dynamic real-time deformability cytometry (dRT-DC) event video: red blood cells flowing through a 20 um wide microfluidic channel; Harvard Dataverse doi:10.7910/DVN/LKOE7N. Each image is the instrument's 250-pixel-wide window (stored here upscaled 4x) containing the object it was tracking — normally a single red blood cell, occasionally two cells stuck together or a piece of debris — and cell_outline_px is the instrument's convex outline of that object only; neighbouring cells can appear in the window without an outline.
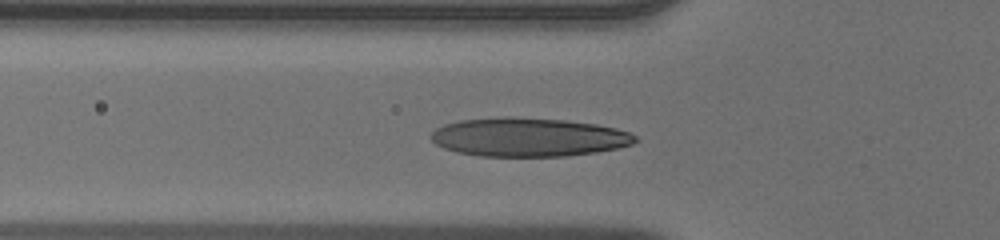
{"species": "human", "species_latin": "Homo sapiens", "temperature_condition": "warm", "stored_images_in_passage": 34, "camera_frame_rate_fps": 3000, "um_per_image_px": 0.085, "donor": {"sex": "male"}, "frame": {"image": 1, "passage_image": 10, "time_ms": 3.0, "image_size_px": [1000, 240], "cell_outline_px": [[636, 140], [632, 144], [616, 148], [596, 152], [564, 156], [480, 156], [456, 152], [444, 148], [436, 144], [432, 140], [432, 132], [436, 128], [444, 124], [460, 120], [508, 116], [564, 120], [596, 124], [616, 128], [628, 132], [636, 136]], "centroid_in_image_um": [44.9, 11.65], "position_along_channel_um": 80.9, "area_um2": 45.95}}
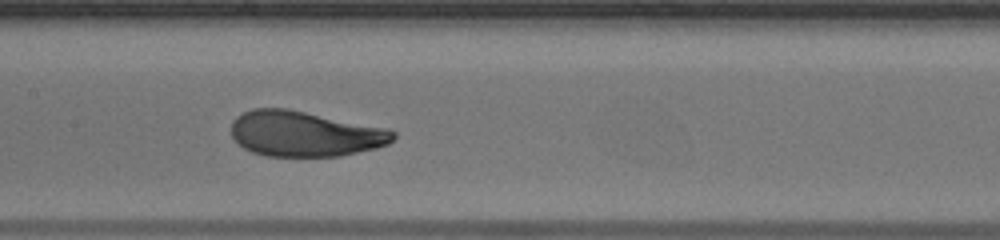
{"frame": {"image": 2, "passage_image": 17, "time_ms": 5.333, "image_size_px": [1000, 240], "cell_outline_px": [[396, 136], [388, 144], [376, 148], [340, 156], [268, 156], [252, 152], [244, 148], [232, 136], [232, 120], [236, 116], [252, 108], [288, 108], [388, 128], [396, 132]], "centroid_in_image_um": [25.92, 11.36], "position_along_channel_um": 181.5, "area_um2": 43.0}}
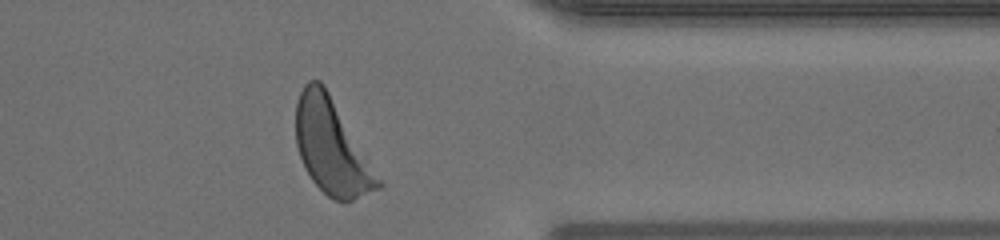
{"frame": {"image": 3, "passage_image": 32, "time_ms": 10.333, "image_size_px": [1000, 240], "cell_outline_px": [[384, 184], [380, 188], [352, 200], [332, 200], [312, 180], [300, 156], [296, 144], [296, 104], [300, 92], [304, 84], [308, 80], [320, 80], [324, 84]], "centroid_in_image_um": [28.18, 12.47], "position_along_channel_um": 383.2, "area_um2": 44.74}}